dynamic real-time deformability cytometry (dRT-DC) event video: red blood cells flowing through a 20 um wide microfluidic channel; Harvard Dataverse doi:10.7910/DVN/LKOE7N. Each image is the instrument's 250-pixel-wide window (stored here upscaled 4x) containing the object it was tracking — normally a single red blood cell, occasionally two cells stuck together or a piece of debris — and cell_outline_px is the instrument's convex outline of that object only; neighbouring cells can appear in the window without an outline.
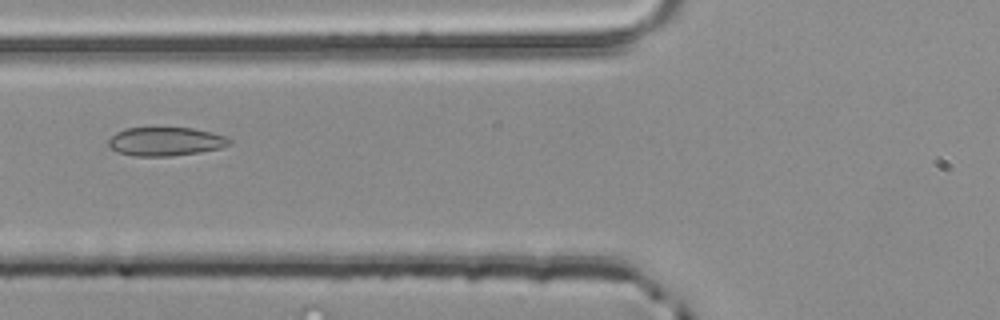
{"species": "common noctule bat (a hibernating species)", "species_latin": "Nyctalus noctula", "temperature_condition": "room temperature", "stored_images_in_passage": 4, "camera_frame_rate_fps": 3000, "um_per_image_px": 0.085, "animal": {"sex": "male", "body_mass_g": 20.4}, "frame": {"image": 1, "passage_image": 4, "time_ms": 1.0, "image_size_px": [1000, 320], "cell_outline_px": [[232, 144], [220, 148], [200, 152], [172, 156], [132, 156], [116, 152], [108, 144], [108, 140], [116, 132], [124, 128], [192, 128], [224, 136], [232, 140]], "centroid_in_image_um": [14.05, 12.04], "position_along_channel_um": 111.8, "area_um2": 20.17}}